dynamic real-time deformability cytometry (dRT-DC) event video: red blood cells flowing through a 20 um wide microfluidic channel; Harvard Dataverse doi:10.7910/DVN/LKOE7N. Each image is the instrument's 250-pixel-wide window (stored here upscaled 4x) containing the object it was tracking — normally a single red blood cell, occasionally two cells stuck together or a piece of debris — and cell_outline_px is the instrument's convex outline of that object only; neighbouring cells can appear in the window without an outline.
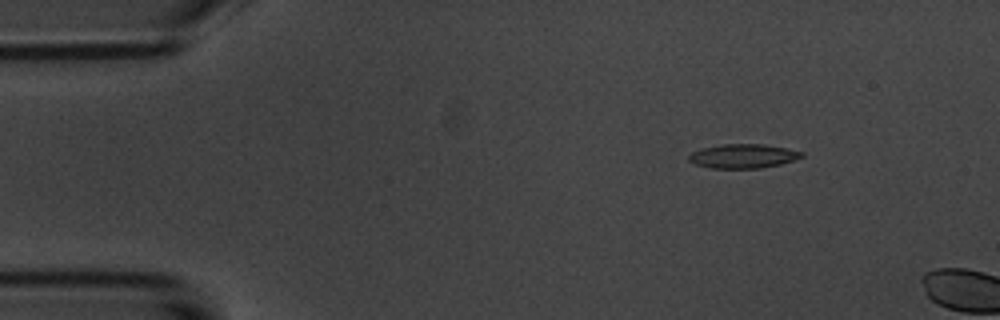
{"species": "common noctule bat (a hibernating species)", "species_latin": "Nyctalus noctula", "temperature_condition": "room temperature", "stored_images_in_passage": 3, "camera_frame_rate_fps": 3000, "um_per_image_px": 0.085, "animal": {"sex": "male", "body_mass_g": 20.1, "forearm_length_mm": 53.5}, "frame": {"image": 1, "passage_image": 2, "time_ms": 1.333, "image_size_px": [1000, 320], "cell_outline_px": [[804, 156], [796, 160], [780, 164], [760, 168], [708, 168], [696, 164], [688, 160], [688, 156], [692, 152], [700, 148], [720, 144], [764, 144], [804, 152]], "centroid_in_image_um": [63.15, 13.26], "position_along_channel_um": 21.8, "area_um2": 15.95}}